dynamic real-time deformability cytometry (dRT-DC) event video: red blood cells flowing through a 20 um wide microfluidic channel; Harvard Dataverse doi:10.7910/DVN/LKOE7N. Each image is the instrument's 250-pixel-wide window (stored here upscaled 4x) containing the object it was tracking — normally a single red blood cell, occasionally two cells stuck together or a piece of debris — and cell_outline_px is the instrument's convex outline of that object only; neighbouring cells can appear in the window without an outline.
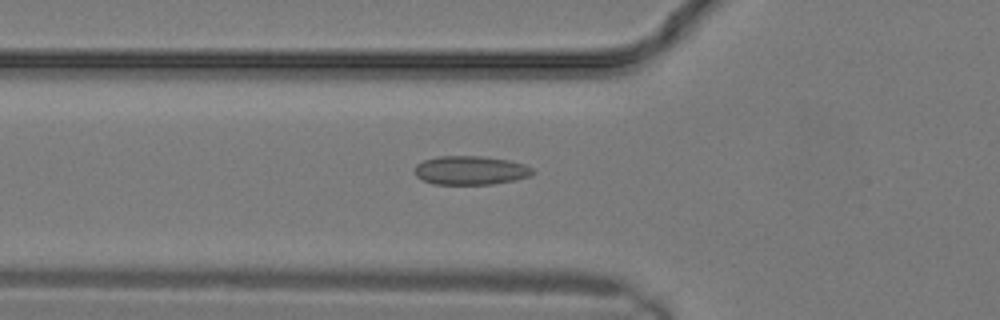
{"species": "common noctule bat (a hibernating species)", "species_latin": "Nyctalus noctula", "temperature_condition": "warm", "stored_images_in_passage": 6, "camera_frame_rate_fps": 3000, "um_per_image_px": 0.085, "animal": {"sex": "male", "body_mass_g": 19.2, "forearm_length_mm": 51.8}, "frame": {"image": 1, "passage_image": 4, "time_ms": 1.0, "image_size_px": [1000, 320], "cell_outline_px": [[536, 172], [528, 176], [516, 180], [492, 184], [436, 184], [424, 180], [416, 176], [416, 164], [424, 160], [436, 156], [480, 156], [508, 160], [524, 164], [532, 168]], "centroid_in_image_um": [40.01, 14.47], "position_along_channel_um": 85.8, "area_um2": 19.71}}
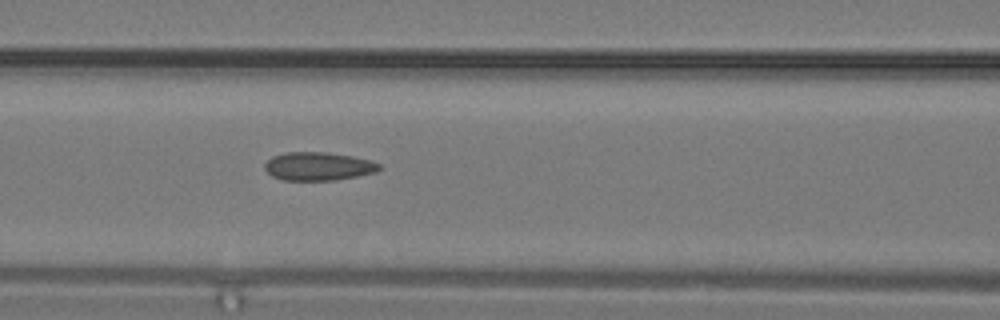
{"frame": {"image": 2, "passage_image": 6, "time_ms": 1.667, "image_size_px": [1000, 320], "cell_outline_px": [[380, 168], [376, 172], [336, 180], [284, 180], [272, 176], [264, 168], [264, 164], [272, 156], [288, 152], [324, 152], [352, 156], [372, 160], [380, 164]], "centroid_in_image_um": [27.06, 14.13], "position_along_channel_um": 139.5, "area_um2": 18.84}}